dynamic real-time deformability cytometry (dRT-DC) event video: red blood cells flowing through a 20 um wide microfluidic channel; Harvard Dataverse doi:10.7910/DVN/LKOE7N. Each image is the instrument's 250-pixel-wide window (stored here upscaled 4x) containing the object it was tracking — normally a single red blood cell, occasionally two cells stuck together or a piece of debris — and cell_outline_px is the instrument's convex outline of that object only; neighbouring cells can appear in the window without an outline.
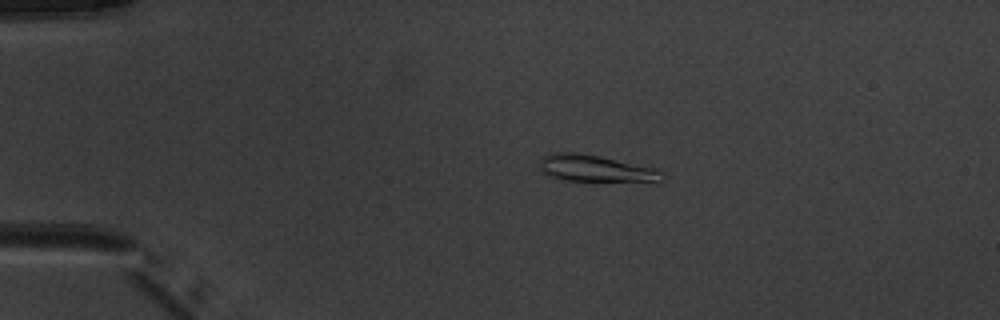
{"species": "common noctule bat (a hibernating species)", "species_latin": "Nyctalus noctula", "temperature_condition": "warm", "stored_images_in_passage": 44, "camera_frame_rate_fps": 3000, "um_per_image_px": 0.085, "animal": {"sex": "male", "body_mass_g": 20.1, "forearm_length_mm": 53.5}, "frame": {"image": 1, "passage_image": 4, "time_ms": 1.0, "image_size_px": [1000, 320], "cell_outline_px": [[664, 180], [660, 184], [656, 184], [560, 180], [548, 176], [540, 168], [540, 156], [548, 152], [576, 152], [600, 156], [656, 168], [664, 172]], "centroid_in_image_um": [50.75, 14.37], "position_along_channel_um": 34.3, "area_um2": 20.46}}
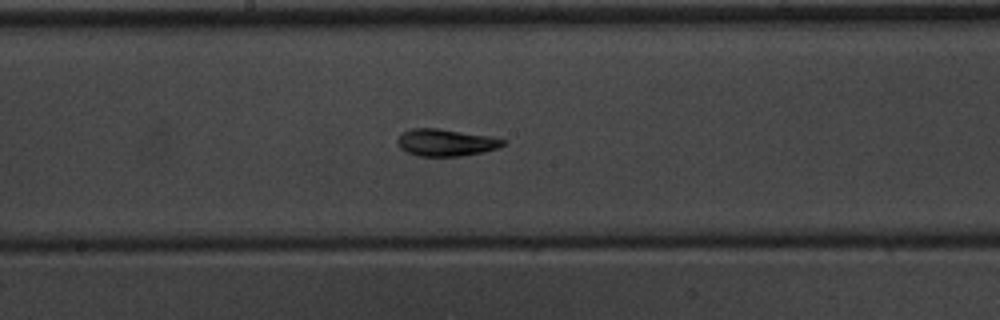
{"frame": {"image": 2, "passage_image": 21, "time_ms": 6.667, "image_size_px": [1000, 320], "cell_outline_px": [[508, 140], [500, 148], [484, 152], [460, 156], [416, 156], [400, 148], [396, 144], [396, 140], [404, 132], [412, 128], [440, 128], [492, 136]], "centroid_in_image_um": [37.94, 12.11], "position_along_channel_um": 210.3, "area_um2": 16.94}}
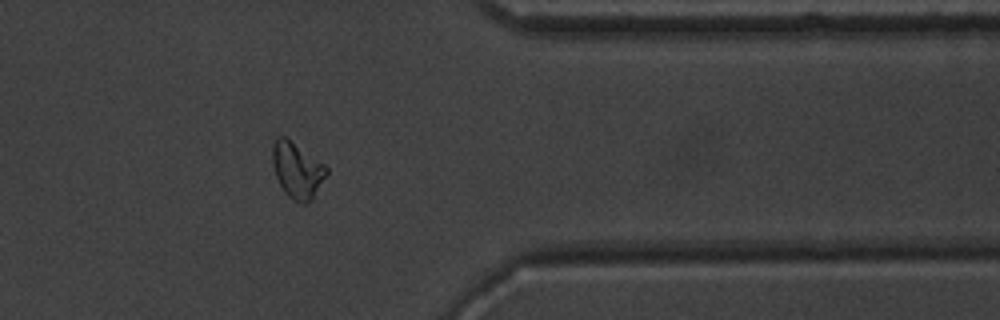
{"frame": {"image": 3, "passage_image": 35, "time_ms": 11.333, "image_size_px": [1000, 320], "cell_outline_px": [[328, 172], [312, 200], [308, 204], [300, 204], [292, 200], [284, 192], [276, 176], [272, 164], [272, 144], [276, 136], [284, 136], [324, 164], [328, 168]], "centroid_in_image_um": [25.24, 14.49], "position_along_channel_um": 386.2, "area_um2": 17.63}, "authors_computed_cell_mechanics": {"area_um2": 16.8487, "velocity_mm_per_s": 4.0065, "shape_relaxation_time_tau1_ms": 4.1454, "shape_relaxation_time_tau2_ms": 2.5588, "deformation_change_tau1": 0.1753, "deformation_change_tau2": 0.0922}}